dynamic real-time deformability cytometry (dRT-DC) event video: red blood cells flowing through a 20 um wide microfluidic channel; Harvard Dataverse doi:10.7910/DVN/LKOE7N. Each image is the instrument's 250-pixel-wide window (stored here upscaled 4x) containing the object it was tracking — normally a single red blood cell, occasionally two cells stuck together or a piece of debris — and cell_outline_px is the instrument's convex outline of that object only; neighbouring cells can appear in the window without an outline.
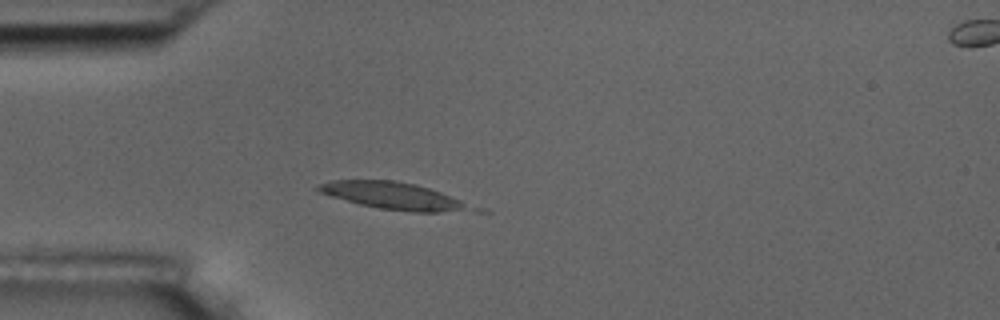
{"species": "common noctule bat (a hibernating species)", "species_latin": "Nyctalus noctula", "temperature_condition": "room temperature", "stored_images_in_passage": 4, "camera_frame_rate_fps": 3000, "um_per_image_px": 0.085, "animal": {"sex": "male", "body_mass_g": 17.5, "forearm_length_mm": 52.3}, "frame": {"image": 1, "passage_image": 3, "time_ms": 3.333, "image_size_px": [1000, 320], "cell_outline_px": [[492, 212], [412, 212], [380, 208], [360, 204], [332, 196], [320, 192], [312, 188], [316, 184], [332, 180], [392, 180], [416, 184], [488, 208]], "centroid_in_image_um": [33.72, 16.68], "position_along_channel_um": 51.3, "area_um2": 25.09}}